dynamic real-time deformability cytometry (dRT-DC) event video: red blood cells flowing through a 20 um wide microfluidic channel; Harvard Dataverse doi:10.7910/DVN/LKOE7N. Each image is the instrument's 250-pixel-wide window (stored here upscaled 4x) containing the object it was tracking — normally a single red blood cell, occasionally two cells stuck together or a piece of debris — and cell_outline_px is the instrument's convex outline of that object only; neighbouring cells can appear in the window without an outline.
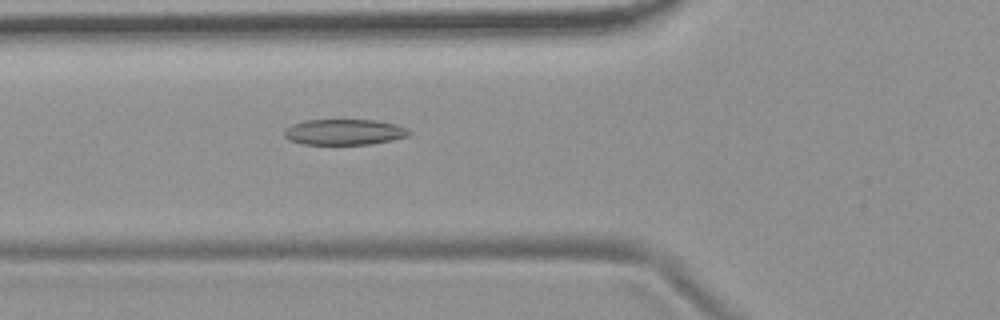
{"species": "common noctule bat (a hibernating species)", "species_latin": "Nyctalus noctula", "temperature_condition": "room temperature", "stored_images_in_passage": 42, "camera_frame_rate_fps": 3000, "um_per_image_px": 0.085, "animal": {"sex": "female", "body_mass_g": 19.9}, "frame": {"image": 1, "passage_image": 8, "time_ms": 2.333, "image_size_px": [1000, 320], "cell_outline_px": [[412, 132], [408, 136], [392, 140], [372, 144], [304, 144], [288, 140], [284, 136], [284, 128], [292, 124], [304, 120], [376, 120], [396, 124], [408, 128]], "centroid_in_image_um": [29.26, 11.22], "position_along_channel_um": 96.5, "area_um2": 18.9}}
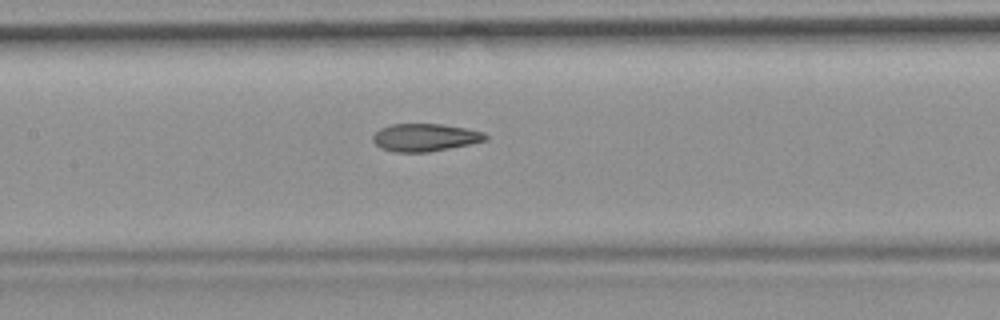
{"frame": {"image": 2, "passage_image": 14, "time_ms": 4.333, "image_size_px": [1000, 320], "cell_outline_px": [[488, 140], [428, 152], [396, 152], [380, 148], [372, 140], [372, 136], [380, 128], [392, 124], [440, 124], [464, 128], [484, 132], [488, 136]], "centroid_in_image_um": [36.11, 11.68], "position_along_channel_um": 171.3, "area_um2": 18.03}}
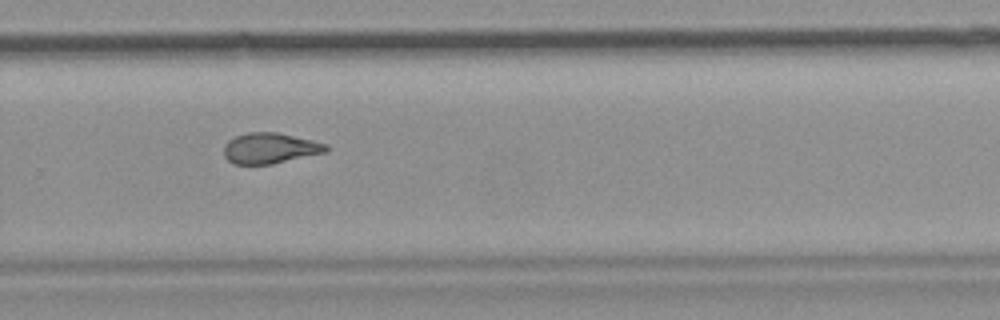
{"frame": {"image": 3, "passage_image": 25, "time_ms": 8.0, "image_size_px": [1000, 320], "cell_outline_px": [[328, 152], [272, 164], [232, 164], [224, 156], [224, 144], [228, 140], [236, 136], [248, 132], [276, 132], [312, 140], [328, 144]], "centroid_in_image_um": [22.95, 12.6], "position_along_channel_um": 306.8, "area_um2": 18.38}, "authors_computed_cell_mechanics": {"area_um2": 18.6983, "velocity_mm_per_s": 3.7137, "shape_relaxation_time_tau1_ms": null, "shape_relaxation_time_tau2_ms": 2.2075, "deformation_change_tau1": null, "deformation_change_tau2": 0.0975}}